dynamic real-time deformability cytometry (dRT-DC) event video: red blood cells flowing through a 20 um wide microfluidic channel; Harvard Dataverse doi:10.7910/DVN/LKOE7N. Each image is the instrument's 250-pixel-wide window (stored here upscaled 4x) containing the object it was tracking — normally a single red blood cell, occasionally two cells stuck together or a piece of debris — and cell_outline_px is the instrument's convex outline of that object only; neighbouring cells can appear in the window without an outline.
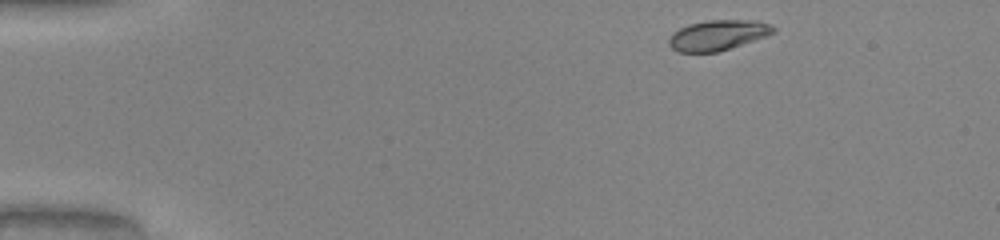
{"species": "common noctule bat (a hibernating species)", "species_latin": "Nyctalus noctula", "temperature_condition": "warm", "stored_images_in_passage": 44, "camera_frame_rate_fps": 3000, "um_per_image_px": 0.085, "animal": {"sex": "male", "body_mass_g": 20.0, "forearm_length_mm": 53.3}, "frame": {"image": 1, "passage_image": 1, "time_ms": 0.0, "image_size_px": [1000, 240], "cell_outline_px": [[776, 32], [716, 52], [680, 52], [672, 48], [668, 44], [668, 40], [672, 32], [688, 24], [708, 20], [756, 20], [772, 24], [776, 28]], "centroid_in_image_um": [61.0, 2.97], "position_along_channel_um": 24.0, "area_um2": 18.26}}
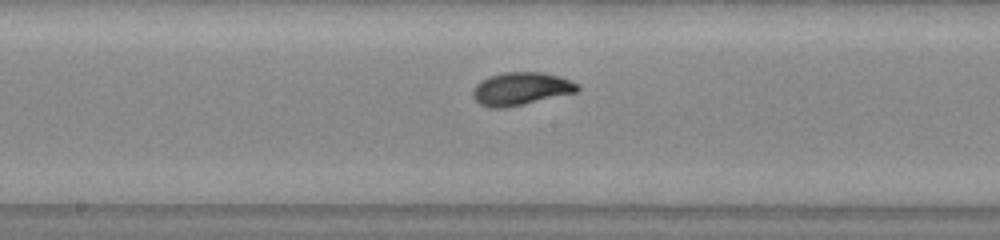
{"frame": {"image": 2, "passage_image": 21, "time_ms": 6.667, "image_size_px": [1000, 240], "cell_outline_px": [[580, 88], [576, 92], [524, 104], [504, 108], [492, 108], [480, 104], [472, 96], [472, 88], [476, 84], [488, 76], [504, 72], [540, 72], [560, 76], [580, 84]], "centroid_in_image_um": [44.27, 7.54], "position_along_channel_um": 203.9, "area_um2": 20.11}}
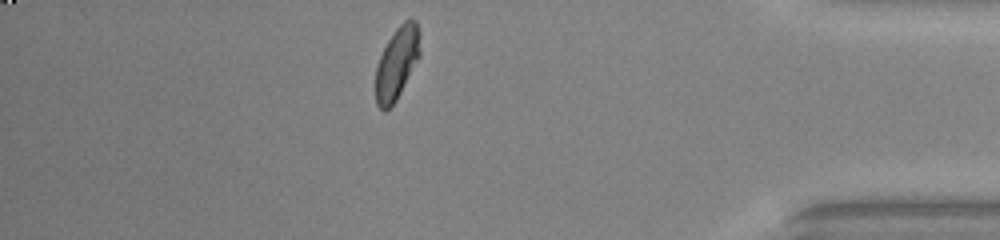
{"frame": {"image": 3, "passage_image": 38, "time_ms": 12.333, "image_size_px": [1000, 240], "cell_outline_px": [[420, 56], [396, 100], [384, 112], [376, 104], [376, 68], [380, 56], [388, 40], [396, 28], [404, 20], [412, 16], [416, 20], [420, 32]], "centroid_in_image_um": [33.76, 5.3], "position_along_channel_um": 401.4, "area_um2": 18.73}, "authors_computed_cell_mechanics": {"area_um2": 19.0162, "velocity_mm_per_s": 4.0915, "shape_relaxation_time_tau1_ms": 2.6932, "shape_relaxation_time_tau2_ms": null, "deformation_change_tau1": 0.1752, "deformation_change_tau2": null}}